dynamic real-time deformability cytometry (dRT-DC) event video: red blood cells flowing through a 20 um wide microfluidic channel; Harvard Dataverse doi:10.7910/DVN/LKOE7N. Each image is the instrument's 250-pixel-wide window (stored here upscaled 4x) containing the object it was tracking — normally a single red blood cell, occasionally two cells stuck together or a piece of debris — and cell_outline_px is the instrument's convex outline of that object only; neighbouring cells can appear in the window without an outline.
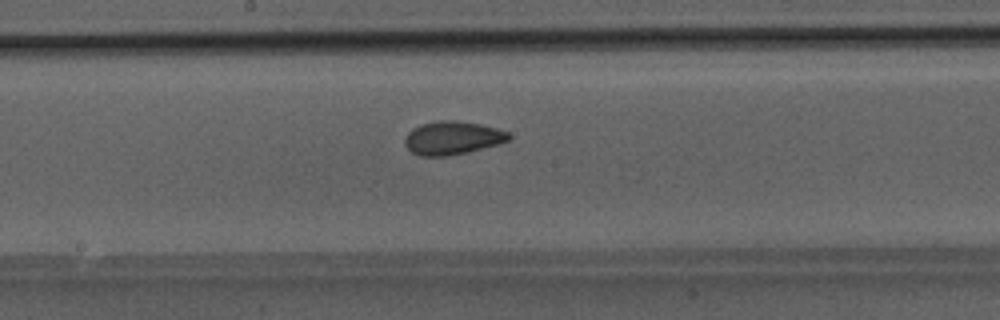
{"species": "Egyptian fruit bat (a non-hibernating species)", "species_latin": "Rousettus aegyptiacus", "temperature_condition": "room temperature", "stored_images_in_passage": 27, "camera_frame_rate_fps": 3000, "um_per_image_px": 0.085, "animal": {"sex": "male"}, "frame": {"image": 1, "passage_image": 12, "time_ms": 3.667, "image_size_px": [1000, 320], "cell_outline_px": [[512, 136], [508, 140], [500, 144], [468, 152], [448, 156], [420, 156], [412, 152], [404, 144], [404, 140], [408, 132], [412, 128], [420, 124], [436, 120], [456, 120], [480, 124], [496, 128], [508, 132]], "centroid_in_image_um": [38.45, 11.72], "position_along_channel_um": 209.8, "area_um2": 20.4}}